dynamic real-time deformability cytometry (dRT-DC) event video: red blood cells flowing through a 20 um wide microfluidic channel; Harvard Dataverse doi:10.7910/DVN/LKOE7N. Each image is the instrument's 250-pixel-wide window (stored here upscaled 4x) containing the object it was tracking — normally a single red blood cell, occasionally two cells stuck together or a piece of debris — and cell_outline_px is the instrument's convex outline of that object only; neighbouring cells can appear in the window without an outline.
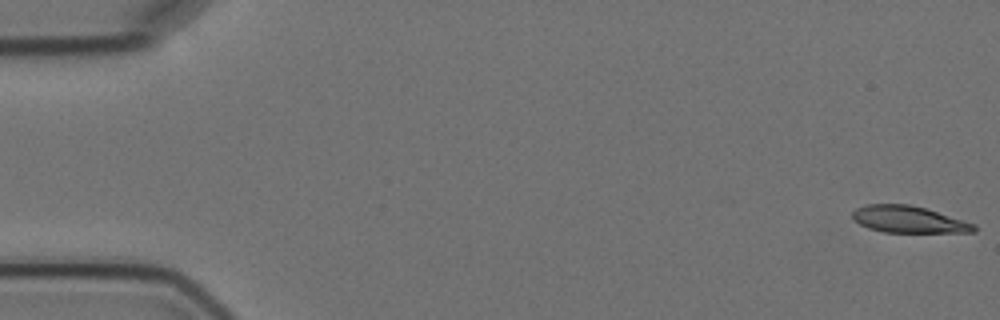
{"species": "Egyptian fruit bat (a non-hibernating species)", "species_latin": "Rousettus aegyptiacus", "temperature_condition": "cold", "stored_images_in_passage": 4, "camera_frame_rate_fps": 3000, "um_per_image_px": 0.085, "animal": {"sex": "female"}, "frame": {"image": 1, "passage_image": 1, "time_ms": 0.0, "image_size_px": [1000, 320], "cell_outline_px": [[976, 232], [884, 232], [868, 228], [860, 224], [852, 216], [852, 212], [856, 208], [868, 204], [908, 204], [924, 208], [976, 224]], "centroid_in_image_um": [77.23, 18.65], "position_along_channel_um": 7.8, "area_um2": 18.73}}